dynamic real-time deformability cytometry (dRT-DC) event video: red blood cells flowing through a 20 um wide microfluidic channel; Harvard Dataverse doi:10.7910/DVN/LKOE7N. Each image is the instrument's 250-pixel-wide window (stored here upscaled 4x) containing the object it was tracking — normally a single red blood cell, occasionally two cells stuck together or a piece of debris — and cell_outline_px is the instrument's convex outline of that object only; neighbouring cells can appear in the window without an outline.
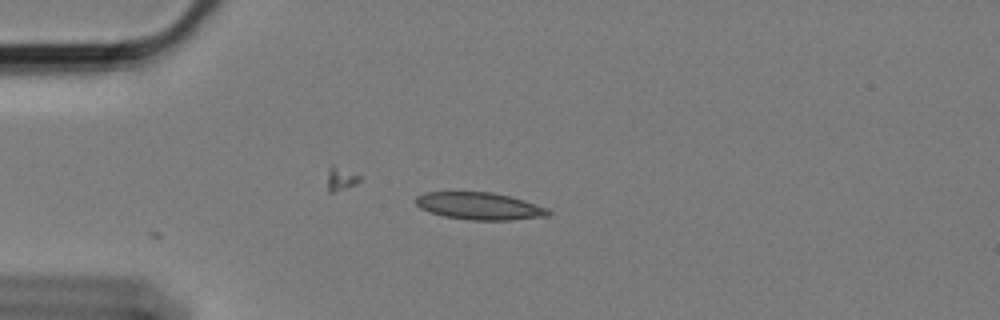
{"species": "Egyptian fruit bat (a non-hibernating species)", "species_latin": "Rousettus aegyptiacus", "temperature_condition": "cold", "stored_images_in_passage": 3, "camera_frame_rate_fps": 3000, "um_per_image_px": 0.085, "animal": {"sex": "female"}, "frame": {"image": 1, "passage_image": 1, "time_ms": 0.0, "image_size_px": [1000, 320], "cell_outline_px": [[552, 212], [548, 216], [512, 220], [468, 220], [444, 216], [420, 208], [416, 204], [416, 196], [424, 192], [492, 192], [512, 196], [548, 208]], "centroid_in_image_um": [40.79, 17.51], "position_along_channel_um": 44.2, "area_um2": 21.15}}